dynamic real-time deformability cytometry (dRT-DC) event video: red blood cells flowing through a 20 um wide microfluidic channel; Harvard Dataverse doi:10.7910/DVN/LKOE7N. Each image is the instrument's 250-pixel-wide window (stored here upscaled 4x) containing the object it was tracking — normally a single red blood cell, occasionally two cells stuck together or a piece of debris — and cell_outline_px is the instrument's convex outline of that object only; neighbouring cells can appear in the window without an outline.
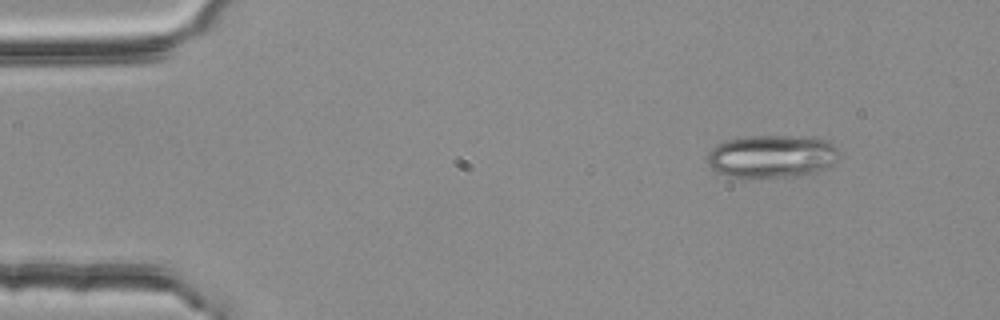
{"species": "common noctule bat (a hibernating species)", "species_latin": "Nyctalus noctula", "temperature_condition": "room temperature", "stored_images_in_passage": 4, "camera_frame_rate_fps": 3000, "um_per_image_px": 0.085, "animal": {"sex": "female", "body_mass_g": 25.1}, "frame": {"image": 1, "passage_image": 1, "time_ms": 0.0, "image_size_px": [1000, 320], "cell_outline_px": [[840, 152], [836, 160], [832, 164], [816, 172], [784, 176], [728, 176], [716, 172], [708, 164], [708, 152], [716, 144], [728, 140], [748, 136], [792, 136], [824, 140], [832, 144]], "centroid_in_image_um": [65.57, 13.27], "position_along_channel_um": 19.4, "area_um2": 32.14}}